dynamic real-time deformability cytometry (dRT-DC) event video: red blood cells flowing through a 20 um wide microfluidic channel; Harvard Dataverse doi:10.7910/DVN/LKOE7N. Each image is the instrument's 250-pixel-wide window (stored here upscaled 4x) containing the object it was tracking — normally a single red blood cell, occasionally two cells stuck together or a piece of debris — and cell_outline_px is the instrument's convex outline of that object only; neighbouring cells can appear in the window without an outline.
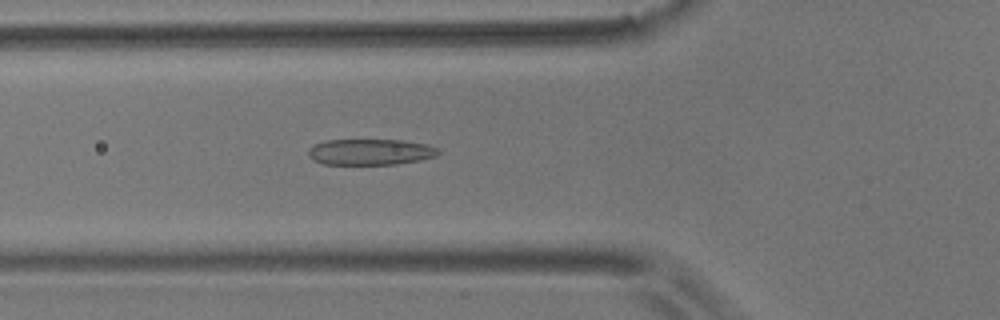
{"species": "common noctule bat (a hibernating species)", "species_latin": "Nyctalus noctula", "temperature_condition": "room temperature", "stored_images_in_passage": 54, "camera_frame_rate_fps": 3000, "um_per_image_px": 0.085, "animal": {"sex": "male", "body_mass_g": 17.9}, "frame": {"image": 1, "passage_image": 19, "time_ms": 6.0, "image_size_px": [1000, 320], "cell_outline_px": [[440, 152], [436, 156], [420, 160], [396, 164], [324, 164], [312, 160], [308, 156], [308, 148], [312, 144], [328, 140], [400, 140], [428, 144], [440, 148]], "centroid_in_image_um": [31.47, 12.91], "position_along_channel_um": 94.3, "area_um2": 19.88}}
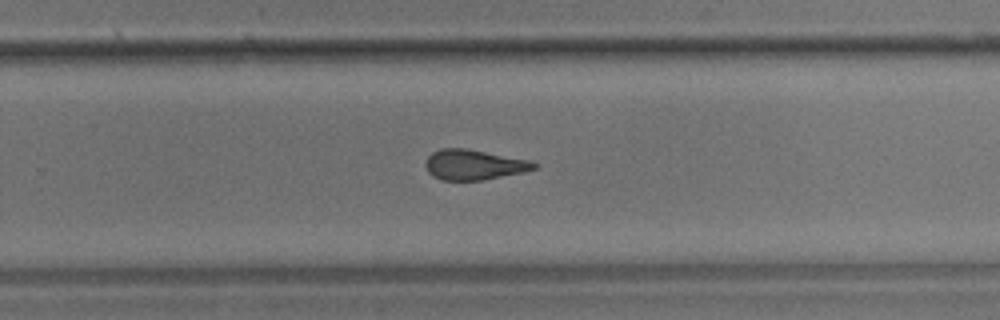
{"frame": {"image": 2, "passage_image": 35, "time_ms": 11.333, "image_size_px": [1000, 320], "cell_outline_px": [[540, 164], [536, 168], [524, 172], [480, 180], [440, 180], [432, 176], [428, 172], [424, 164], [428, 156], [432, 152], [440, 148], [464, 148], [532, 160]], "centroid_in_image_um": [40.28, 14.0], "position_along_channel_um": 289.5, "area_um2": 19.25}}
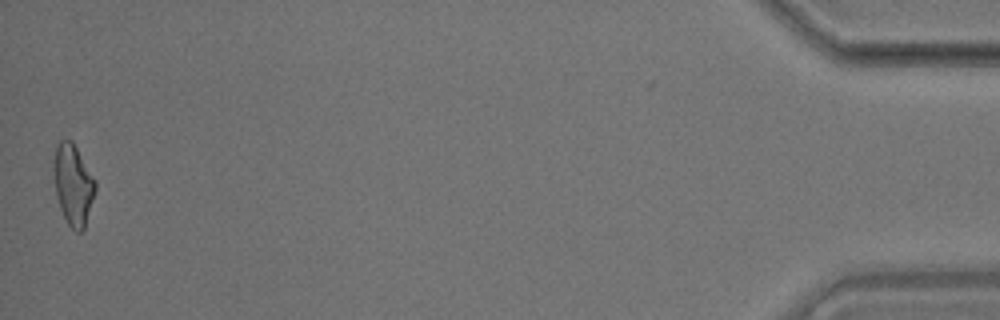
{"frame": {"image": 3, "passage_image": 54, "time_ms": 17.667, "image_size_px": [1000, 320], "cell_outline_px": [[96, 188], [84, 228], [80, 232], [76, 232], [68, 224], [60, 208], [56, 196], [52, 168], [52, 160], [56, 144], [60, 140], [72, 140], [96, 180]], "centroid_in_image_um": [6.19, 15.64], "position_along_channel_um": 429.0, "area_um2": 19.77}, "authors_computed_cell_mechanics": {"area_um2": 19.8832, "velocity_mm_per_s": 3.6515, "shape_relaxation_time_tau1_ms": null, "shape_relaxation_time_tau2_ms": 1.5082, "deformation_change_tau1": null, "deformation_change_tau2": 0.1003}}